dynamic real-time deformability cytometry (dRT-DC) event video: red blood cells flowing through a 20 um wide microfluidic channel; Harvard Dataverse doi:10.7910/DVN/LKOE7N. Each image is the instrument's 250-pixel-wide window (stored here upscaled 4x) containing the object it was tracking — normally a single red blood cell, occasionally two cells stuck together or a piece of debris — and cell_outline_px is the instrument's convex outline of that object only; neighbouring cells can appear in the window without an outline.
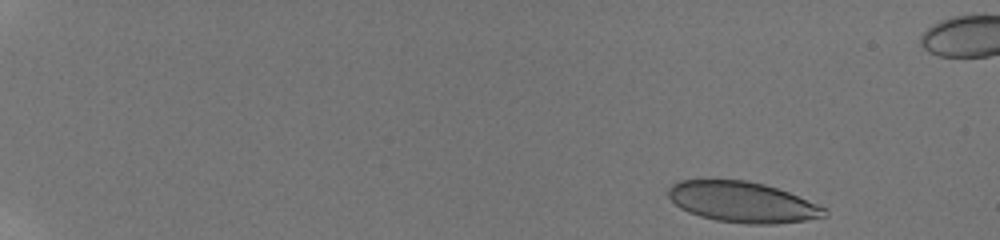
{"species": "human", "species_latin": "Homo sapiens", "temperature_condition": "room temperature", "stored_images_in_passage": 36, "camera_frame_rate_fps": 3000, "um_per_image_px": 0.085, "donor": {"sex": "male"}, "frame": {"image": 1, "passage_image": 1, "time_ms": 0.0, "image_size_px": [1000, 240], "cell_outline_px": [[828, 216], [804, 220], [772, 224], [748, 224], [716, 220], [700, 216], [688, 212], [680, 208], [668, 196], [668, 188], [672, 184], [680, 180], [744, 180], [764, 184], [788, 192], [816, 204], [824, 208], [828, 212]], "centroid_in_image_um": [63.08, 17.18], "position_along_channel_um": 21.9, "area_um2": 36.65}}
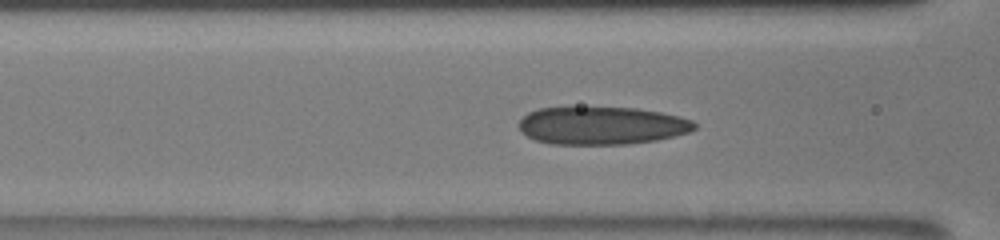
{"frame": {"image": 2, "passage_image": 29, "time_ms": 6.667, "image_size_px": [1000, 240], "cell_outline_px": [[696, 128], [688, 132], [656, 140], [628, 144], [552, 144], [536, 140], [520, 132], [520, 120], [528, 112], [540, 108], [568, 104], [636, 108], [660, 112], [692, 120], [696, 124]], "centroid_in_image_um": [51.08, 10.63], "position_along_channel_um": 115.5, "area_um2": 39.71}}
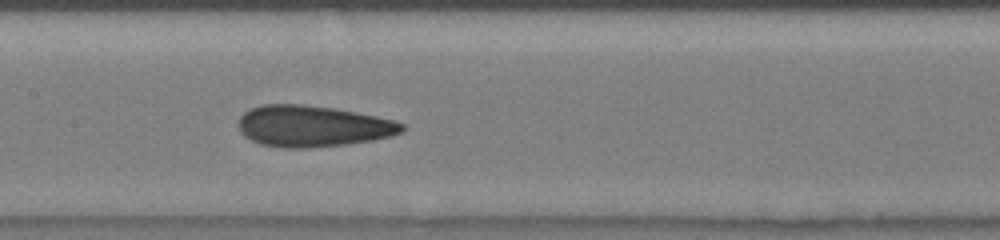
{"frame": {"image": 3, "passage_image": 35, "time_ms": 8.333, "image_size_px": [1000, 240], "cell_outline_px": [[404, 132], [392, 136], [372, 140], [344, 144], [308, 148], [284, 148], [260, 144], [244, 136], [240, 132], [240, 116], [244, 112], [252, 108], [264, 104], [300, 104], [332, 108], [376, 116], [396, 120], [404, 124]], "centroid_in_image_um": [26.6, 10.73], "position_along_channel_um": 180.8, "area_um2": 39.19}}